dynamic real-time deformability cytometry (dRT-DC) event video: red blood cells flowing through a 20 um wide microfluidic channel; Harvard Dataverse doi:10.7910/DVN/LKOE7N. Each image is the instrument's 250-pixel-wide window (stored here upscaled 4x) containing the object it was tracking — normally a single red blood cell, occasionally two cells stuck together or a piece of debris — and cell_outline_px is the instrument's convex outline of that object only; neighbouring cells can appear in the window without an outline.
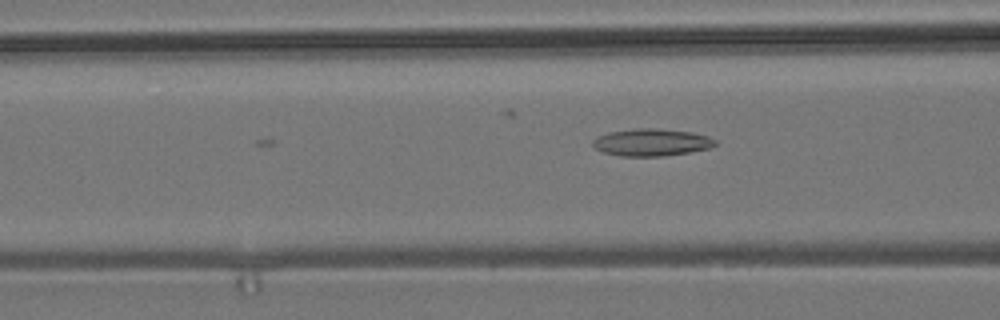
{"species": "common noctule bat (a hibernating species)", "species_latin": "Nyctalus noctula", "temperature_condition": "room temperature", "stored_images_in_passage": 4, "camera_frame_rate_fps": 3000, "um_per_image_px": 0.085, "animal": {"sex": "male", "body_mass_g": 19.2, "forearm_length_mm": 51.8}, "frame": {"image": 1, "passage_image": 4, "time_ms": 1.0, "image_size_px": [1000, 320], "cell_outline_px": [[716, 144], [708, 148], [688, 152], [664, 156], [620, 156], [604, 152], [596, 148], [592, 144], [592, 140], [596, 136], [608, 132], [636, 128], [656, 128], [692, 132], [708, 136], [716, 140]], "centroid_in_image_um": [55.35, 12.09], "position_along_channel_um": 111.3, "area_um2": 19.42}}